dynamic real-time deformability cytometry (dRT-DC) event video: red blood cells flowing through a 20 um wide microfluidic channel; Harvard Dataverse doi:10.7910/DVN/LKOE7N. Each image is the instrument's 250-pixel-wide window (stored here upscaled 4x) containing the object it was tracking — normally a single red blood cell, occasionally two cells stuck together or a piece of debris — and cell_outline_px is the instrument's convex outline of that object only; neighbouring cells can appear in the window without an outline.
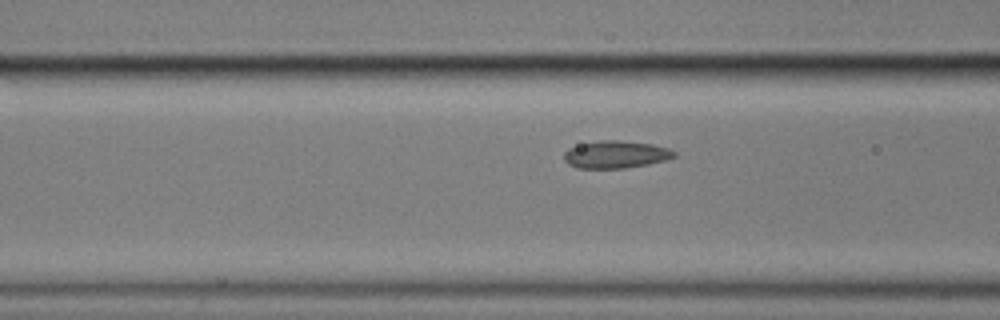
{"species": "common noctule bat (a hibernating species)", "species_latin": "Nyctalus noctula", "temperature_condition": "cold", "stored_images_in_passage": 9, "camera_frame_rate_fps": 3000, "um_per_image_px": 0.085, "animal": {"sex": "male", "body_mass_g": 17.9}, "frame": {"image": 1, "passage_image": 7, "time_ms": 2.0, "image_size_px": [1000, 320], "cell_outline_px": [[676, 156], [664, 160], [648, 164], [624, 168], [576, 168], [568, 164], [564, 160], [564, 152], [568, 148], [580, 144], [600, 140], [620, 140], [652, 144], [668, 148], [676, 152]], "centroid_in_image_um": [52.31, 13.13], "position_along_channel_um": 114.3, "area_um2": 17.63}}